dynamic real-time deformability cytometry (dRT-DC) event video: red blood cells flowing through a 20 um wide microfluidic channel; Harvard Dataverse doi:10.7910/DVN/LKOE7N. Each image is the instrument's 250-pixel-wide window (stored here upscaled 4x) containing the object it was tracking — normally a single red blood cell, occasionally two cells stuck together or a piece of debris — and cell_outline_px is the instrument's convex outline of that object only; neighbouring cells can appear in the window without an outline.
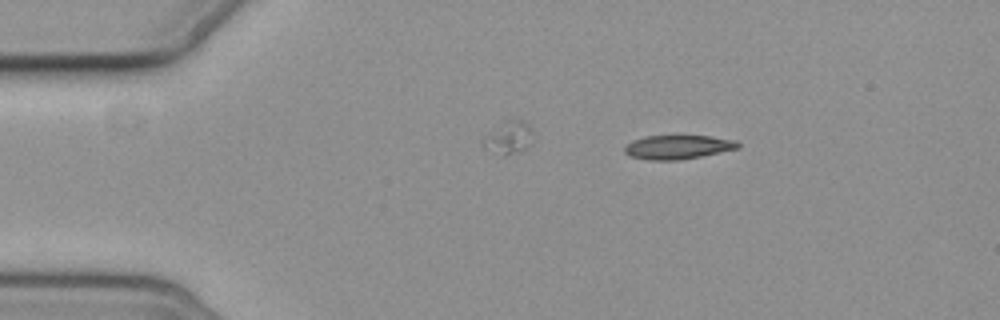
{"species": "common noctule bat (a hibernating species)", "species_latin": "Nyctalus noctula", "temperature_condition": "cold", "stored_images_in_passage": 3, "camera_frame_rate_fps": 3000, "um_per_image_px": 0.085, "animal": {"sex": "female", "body_mass_g": 19.3, "forearm_length_mm": 54.1}, "frame": {"image": 1, "passage_image": 1, "time_ms": 0.0, "image_size_px": [1000, 320], "cell_outline_px": [[740, 148], [680, 160], [648, 160], [628, 156], [624, 152], [624, 148], [632, 140], [648, 136], [712, 136], [736, 140], [740, 144]], "centroid_in_image_um": [57.62, 12.5], "position_along_channel_um": 27.4, "area_um2": 15.84}}